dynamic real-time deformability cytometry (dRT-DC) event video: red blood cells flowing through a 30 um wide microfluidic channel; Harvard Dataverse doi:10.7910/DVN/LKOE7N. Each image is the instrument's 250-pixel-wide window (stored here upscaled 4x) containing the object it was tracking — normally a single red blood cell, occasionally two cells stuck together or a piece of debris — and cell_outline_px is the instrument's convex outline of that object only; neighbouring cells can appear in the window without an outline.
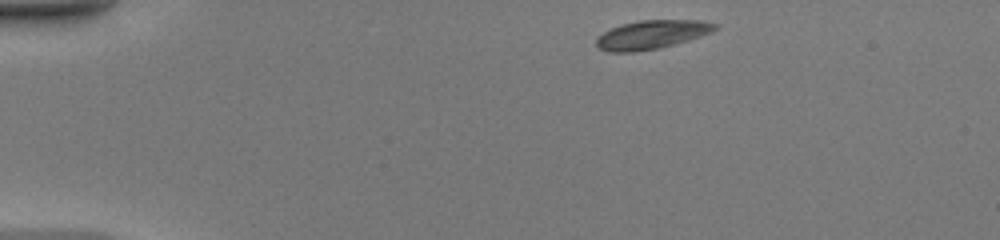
{"species": "common noctule bat (a hibernating species)", "species_latin": "Nyctalus noctula", "temperature_condition": "warm", "stored_images_in_passage": 39, "camera_frame_rate_fps": 3000, "um_per_image_px": 0.085, "animal": {"sex": "female", "body_mass_g": 20.0, "forearm_length_mm": 54.0}, "frame": {"image": 1, "passage_image": 1, "time_ms": 0.0, "image_size_px": [1000, 240], "cell_outline_px": [[716, 28], [668, 44], [652, 48], [600, 48], [596, 44], [596, 40], [604, 32], [612, 28], [624, 24], [644, 20], [684, 20], [712, 24]], "centroid_in_image_um": [55.3, 2.86], "position_along_channel_um": 29.7, "area_um2": 16.94}}
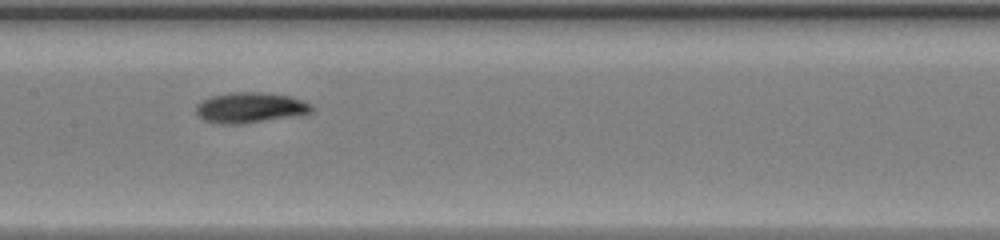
{"frame": {"image": 2, "passage_image": 17, "time_ms": 5.333, "image_size_px": [1000, 240], "cell_outline_px": [[312, 108], [308, 112], [256, 120], [208, 120], [200, 112], [200, 104], [208, 100], [220, 96], [284, 96], [308, 104]], "centroid_in_image_um": [21.35, 9.15], "position_along_channel_um": 186.0, "area_um2": 15.9}}
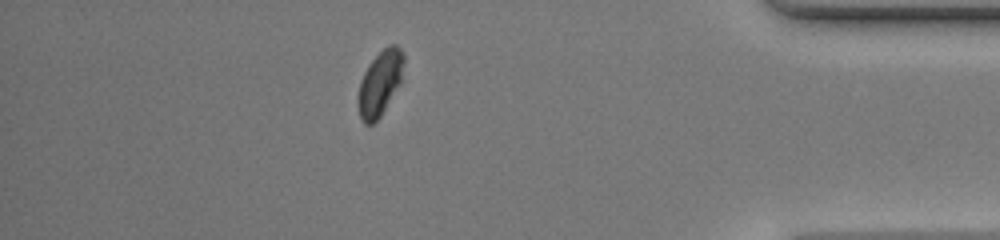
{"frame": {"image": 3, "passage_image": 34, "time_ms": 11.0, "image_size_px": [1000, 240], "cell_outline_px": [[404, 60], [400, 80], [380, 116], [372, 124], [368, 124], [360, 116], [360, 84], [372, 60], [384, 48], [392, 44], [404, 56]], "centroid_in_image_um": [32.31, 7.05], "position_along_channel_um": 402.9, "area_um2": 15.72}, "authors_computed_cell_mechanics": {"area_um2": 16.5886, "velocity_mm_per_s": 4.442, "shape_relaxation_time_tau1_ms": 4.742, "shape_relaxation_time_tau2_ms": 6.304, "deformation_change_tau1": 0.2189, "deformation_change_tau2": 0.1138}}